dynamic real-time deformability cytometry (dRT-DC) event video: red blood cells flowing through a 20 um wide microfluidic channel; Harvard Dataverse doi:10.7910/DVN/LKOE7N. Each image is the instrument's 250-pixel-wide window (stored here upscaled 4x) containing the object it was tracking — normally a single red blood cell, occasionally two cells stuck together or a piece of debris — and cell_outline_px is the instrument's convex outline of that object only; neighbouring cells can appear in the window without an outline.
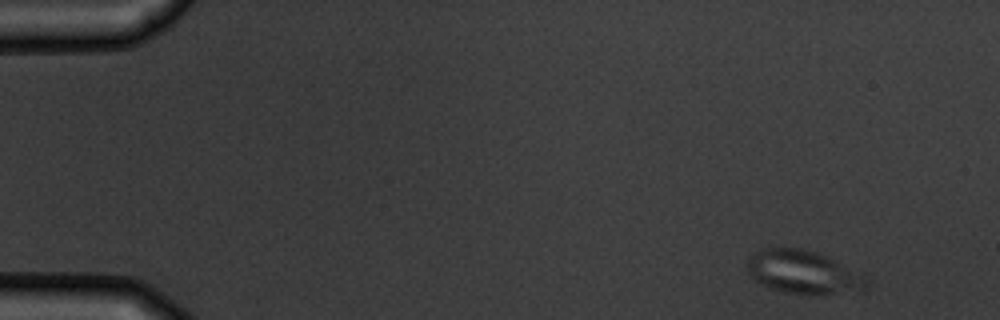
{"species": "common noctule bat (a hibernating species)", "species_latin": "Nyctalus noctula", "temperature_condition": "warm", "stored_images_in_passage": 4, "camera_frame_rate_fps": 3000, "um_per_image_px": 0.085, "animal": {"sex": "male", "body_mass_g": 19.5, "forearm_length_mm": 54.6}, "frame": {"image": 1, "passage_image": 1, "time_ms": 0.0, "image_size_px": [1000, 320], "cell_outline_px": [[868, 288], [864, 292], [808, 296], [784, 292], [772, 288], [756, 280], [748, 272], [748, 260], [756, 252], [764, 248], [804, 248], [816, 252], [864, 276]], "centroid_in_image_um": [68.32, 23.18], "position_along_channel_um": 16.7, "area_um2": 29.94}}